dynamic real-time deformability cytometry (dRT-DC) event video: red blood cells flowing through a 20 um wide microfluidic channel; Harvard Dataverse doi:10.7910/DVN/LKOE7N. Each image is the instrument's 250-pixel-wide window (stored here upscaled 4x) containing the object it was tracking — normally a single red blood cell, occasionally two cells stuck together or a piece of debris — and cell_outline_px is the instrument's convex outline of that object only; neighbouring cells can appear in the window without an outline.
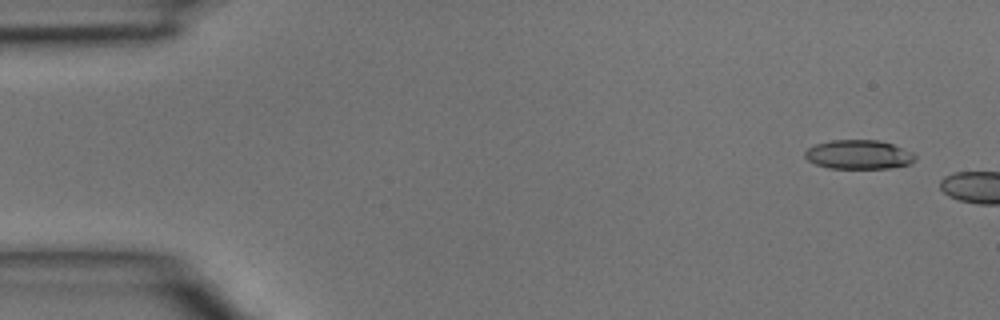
{"species": "common noctule bat (a hibernating species)", "species_latin": "Nyctalus noctula", "temperature_condition": "room temperature", "stored_images_in_passage": 2, "camera_frame_rate_fps": 3000, "um_per_image_px": 0.085, "animal": {"sex": "male", "body_mass_g": 15.6}, "frame": {"image": 1, "passage_image": 1, "time_ms": 0.0, "image_size_px": [1000, 320], "cell_outline_px": [[916, 160], [908, 164], [888, 168], [828, 168], [816, 164], [808, 160], [804, 156], [804, 152], [808, 148], [816, 144], [832, 140], [880, 140], [892, 144], [912, 152], [916, 156]], "centroid_in_image_um": [72.98, 13.13], "position_along_channel_um": 12.0, "area_um2": 18.61}}